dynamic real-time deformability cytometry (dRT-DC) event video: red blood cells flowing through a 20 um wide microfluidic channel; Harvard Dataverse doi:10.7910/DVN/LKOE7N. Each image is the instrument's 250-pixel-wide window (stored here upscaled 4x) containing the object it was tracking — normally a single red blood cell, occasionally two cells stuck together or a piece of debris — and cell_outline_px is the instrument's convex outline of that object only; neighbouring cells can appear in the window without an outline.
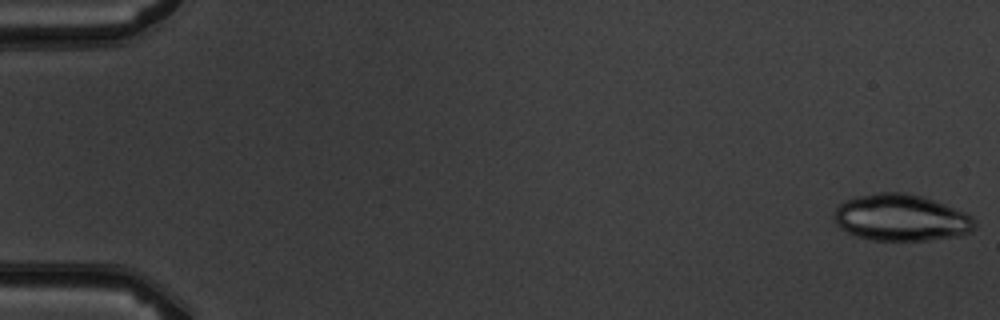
{"species": "common noctule bat (a hibernating species)", "species_latin": "Nyctalus noctula", "temperature_condition": "warm", "stored_images_in_passage": 6, "camera_frame_rate_fps": 3000, "um_per_image_px": 0.085, "animal": {"sex": "male", "body_mass_g": 19.5, "forearm_length_mm": 54.6}, "frame": {"image": 1, "passage_image": 1, "time_ms": 0.0, "image_size_px": [1000, 320], "cell_outline_px": [[976, 228], [972, 232], [960, 236], [928, 240], [868, 240], [856, 236], [840, 228], [836, 224], [832, 216], [836, 208], [840, 204], [848, 200], [860, 196], [880, 192], [908, 192], [944, 204], [964, 212], [972, 216], [976, 224]], "centroid_in_image_um": [76.6, 18.52], "position_along_channel_um": 8.4, "area_um2": 38.26}}